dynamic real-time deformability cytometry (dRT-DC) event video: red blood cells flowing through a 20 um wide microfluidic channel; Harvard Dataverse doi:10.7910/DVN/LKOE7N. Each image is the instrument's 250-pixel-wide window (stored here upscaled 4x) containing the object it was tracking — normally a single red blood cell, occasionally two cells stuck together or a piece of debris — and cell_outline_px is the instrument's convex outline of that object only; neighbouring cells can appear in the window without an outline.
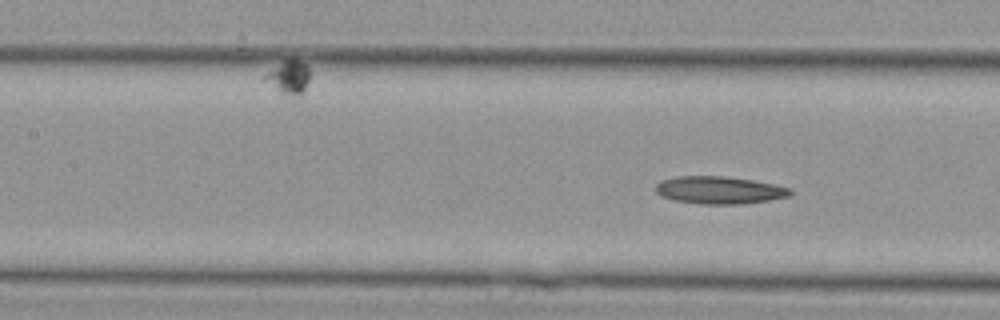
{"species": "Egyptian fruit bat (a non-hibernating species)", "species_latin": "Rousettus aegyptiacus", "temperature_condition": "cold", "stored_images_in_passage": 19, "segment_of_instrument_passage": [2, 2], "camera_frame_rate_fps": 3000, "um_per_image_px": 0.085, "animal": {"sex": "female"}, "frame": {"image": 1, "passage_image": 19, "time_ms": 6.0, "image_size_px": [1000, 320], "cell_outline_px": [[792, 192], [788, 196], [768, 200], [744, 204], [700, 204], [672, 200], [656, 192], [656, 184], [660, 180], [676, 176], [724, 176], [752, 180], [776, 184], [792, 188]], "centroid_in_image_um": [61.14, 16.15], "position_along_channel_um": 146.3, "area_um2": 21.68}}